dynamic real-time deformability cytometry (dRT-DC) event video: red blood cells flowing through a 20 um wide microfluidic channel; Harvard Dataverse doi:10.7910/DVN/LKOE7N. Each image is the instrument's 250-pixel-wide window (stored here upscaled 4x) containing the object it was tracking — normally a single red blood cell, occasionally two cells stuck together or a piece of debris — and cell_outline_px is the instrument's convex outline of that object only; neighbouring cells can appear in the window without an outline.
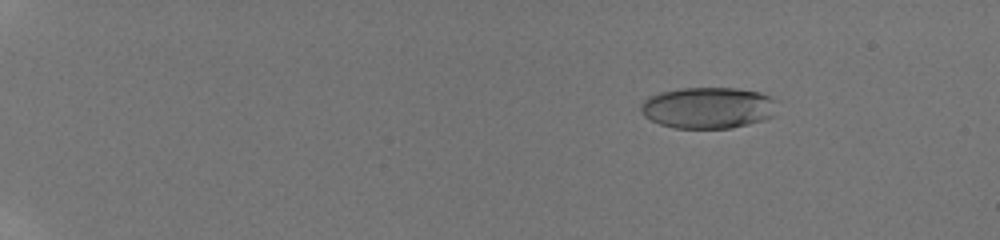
{"species": "human", "species_latin": "Homo sapiens", "temperature_condition": "room temperature", "stored_images_in_passage": 27, "camera_frame_rate_fps": 3000, "um_per_image_px": 0.085, "donor": {"sex": "male"}, "frame": {"image": 1, "passage_image": 4, "time_ms": 1.0, "image_size_px": [1000, 240], "cell_outline_px": [[772, 116], [764, 120], [732, 128], [676, 128], [660, 124], [644, 116], [640, 112], [640, 104], [648, 96], [660, 92], [680, 88], [736, 88], [760, 92], [772, 96]], "centroid_in_image_um": [60.12, 9.15], "position_along_channel_um": 24.9, "area_um2": 32.71}}
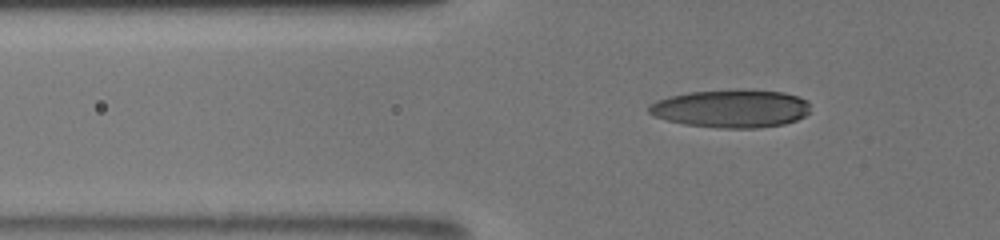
{"frame": {"image": 2, "passage_image": 21, "time_ms": 5.333, "image_size_px": [1000, 240], "cell_outline_px": [[808, 112], [804, 116], [796, 120], [784, 124], [756, 128], [724, 128], [684, 124], [668, 120], [656, 116], [648, 112], [648, 104], [656, 100], [688, 92], [736, 88], [744, 88], [784, 92], [808, 100]], "centroid_in_image_um": [62.15, 9.2], "position_along_channel_um": 63.7, "area_um2": 36.07}}
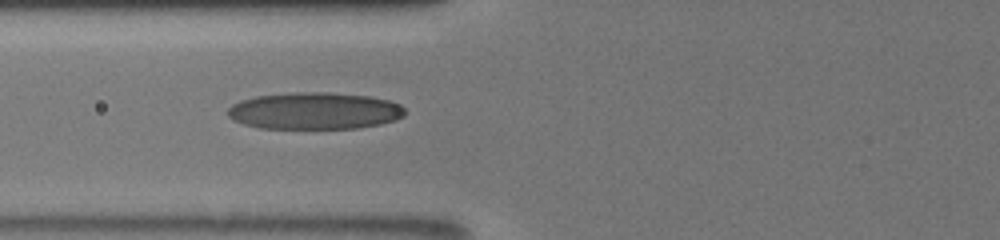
{"frame": {"image": 3, "passage_image": 26, "time_ms": 6.667, "image_size_px": [1000, 240], "cell_outline_px": [[404, 116], [396, 120], [380, 124], [356, 128], [260, 128], [244, 124], [232, 120], [228, 116], [228, 108], [232, 104], [240, 100], [256, 96], [296, 92], [328, 92], [368, 96], [388, 100], [400, 104], [404, 108]], "centroid_in_image_um": [26.72, 9.42], "position_along_channel_um": 99.1, "area_um2": 38.15}}